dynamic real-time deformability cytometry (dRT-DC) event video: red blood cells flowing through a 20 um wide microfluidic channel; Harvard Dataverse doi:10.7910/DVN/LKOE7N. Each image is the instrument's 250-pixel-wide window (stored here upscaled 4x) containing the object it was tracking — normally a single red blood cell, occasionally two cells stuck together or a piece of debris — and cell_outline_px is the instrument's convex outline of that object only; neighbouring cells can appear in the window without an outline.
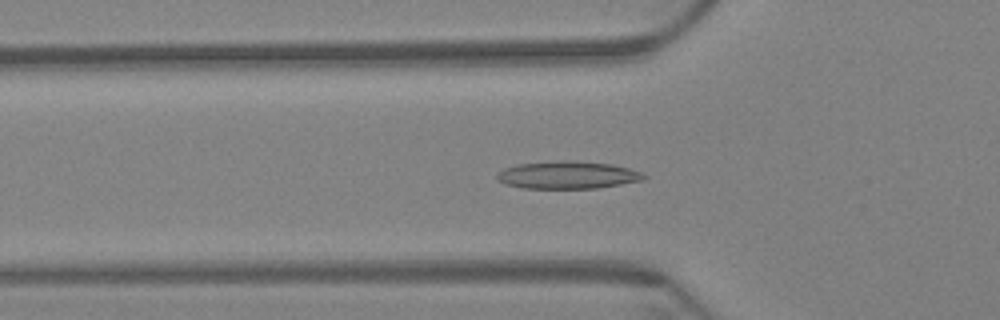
{"species": "Egyptian fruit bat (a non-hibernating species)", "species_latin": "Rousettus aegyptiacus", "temperature_condition": "warm", "stored_images_in_passage": 62, "camera_frame_rate_fps": 3000, "um_per_image_px": 0.085, "animal": {"sex": "female"}, "frame": {"image": 1, "passage_image": 21, "time_ms": 6.667, "image_size_px": [1000, 320], "cell_outline_px": [[648, 176], [644, 180], [596, 188], [520, 188], [496, 180], [496, 176], [504, 168], [520, 164], [612, 164], [628, 168], [640, 172]], "centroid_in_image_um": [48.27, 14.94], "position_along_channel_um": 77.5, "area_um2": 21.96}}
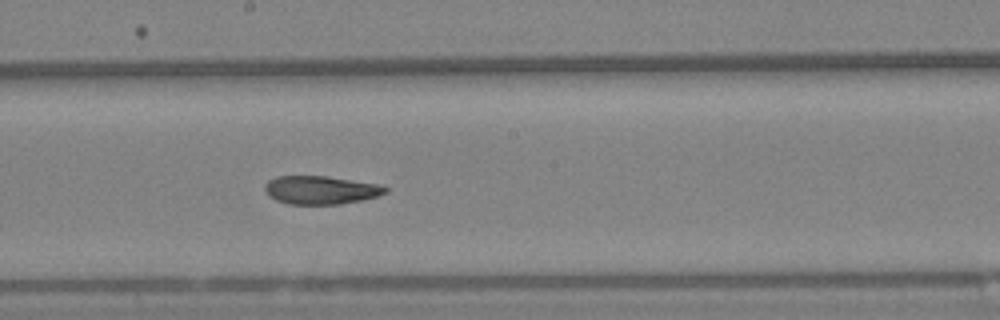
{"frame": {"image": 2, "passage_image": 34, "time_ms": 11.0, "image_size_px": [1000, 320], "cell_outline_px": [[388, 192], [376, 196], [360, 200], [340, 204], [288, 204], [276, 200], [268, 196], [264, 188], [264, 184], [268, 180], [276, 176], [324, 176], [380, 184], [388, 188]], "centroid_in_image_um": [27.23, 16.15], "position_along_channel_um": 221.0, "area_um2": 19.88}}
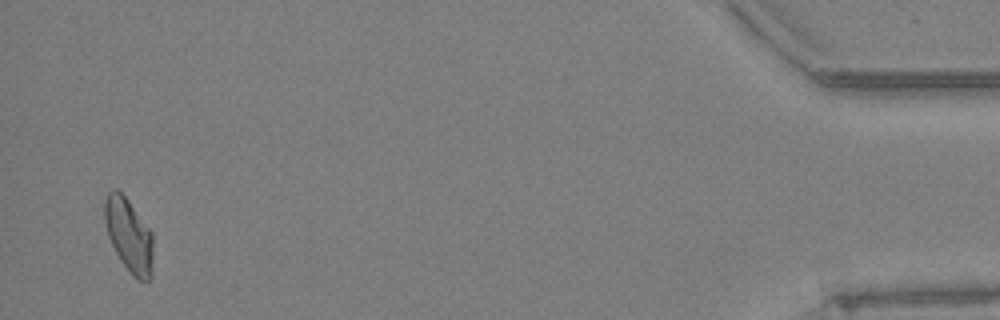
{"frame": {"image": 3, "passage_image": 60, "time_ms": 19.667, "image_size_px": [1000, 320], "cell_outline_px": [[152, 276], [148, 280], [140, 280], [132, 276], [120, 260], [108, 236], [104, 220], [104, 200], [108, 192], [112, 188], [116, 188], [128, 200], [152, 232]], "centroid_in_image_um": [10.94, 19.98], "position_along_channel_um": 424.3, "area_um2": 20.75}, "authors_computed_cell_mechanics": {"area_um2": 21.1259, "velocity_mm_per_s": 3.3139, "shape_relaxation_time_tau1_ms": 10.1131, "shape_relaxation_time_tau2_ms": 3.2726, "deformation_change_tau1": 0.2392, "deformation_change_tau2": 0.1}}